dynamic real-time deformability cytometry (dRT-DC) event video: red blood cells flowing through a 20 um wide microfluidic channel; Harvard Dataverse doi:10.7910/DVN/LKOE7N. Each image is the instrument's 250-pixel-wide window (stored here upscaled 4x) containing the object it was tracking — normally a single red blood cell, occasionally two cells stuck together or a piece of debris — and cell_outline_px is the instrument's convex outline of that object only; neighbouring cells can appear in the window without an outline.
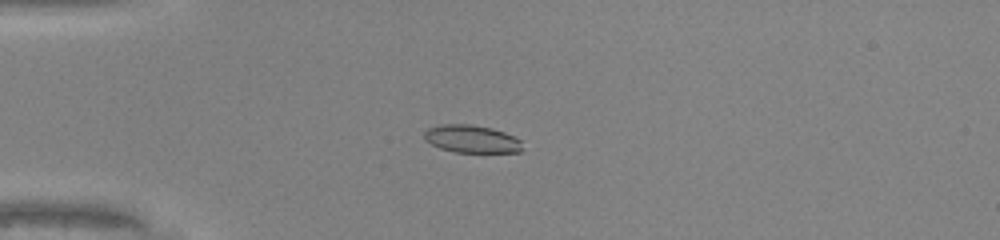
{"species": "common noctule bat (a hibernating species)", "species_latin": "Nyctalus noctula", "temperature_condition": "warm", "stored_images_in_passage": 36, "camera_frame_rate_fps": 3000, "um_per_image_px": 0.085, "animal": {"sex": "male", "body_mass_g": 20.0, "forearm_length_mm": 53.3}, "frame": {"image": 1, "passage_image": 1, "time_ms": 0.0, "image_size_px": [1000, 240], "cell_outline_px": [[520, 152], [456, 152], [440, 148], [424, 140], [424, 132], [428, 128], [440, 124], [472, 124], [492, 128], [504, 132], [520, 140]], "centroid_in_image_um": [40.04, 11.8], "position_along_channel_um": 45.0, "area_um2": 15.72}}
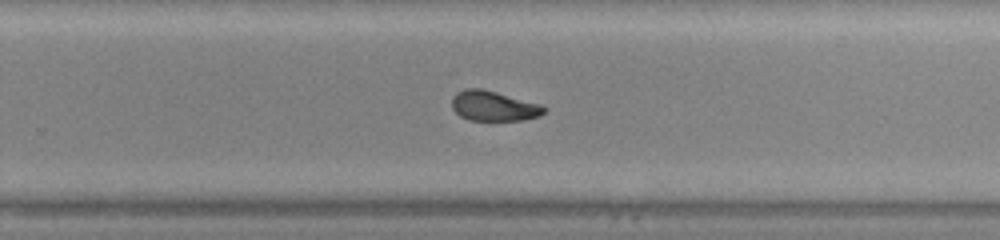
{"frame": {"image": 2, "passage_image": 20, "time_ms": 6.333, "image_size_px": [1000, 240], "cell_outline_px": [[548, 108], [540, 116], [524, 120], [468, 120], [460, 116], [452, 108], [452, 96], [456, 92], [464, 88], [480, 88], [496, 92], [540, 104]], "centroid_in_image_um": [41.94, 9.01], "position_along_channel_um": 287.9, "area_um2": 16.18}}
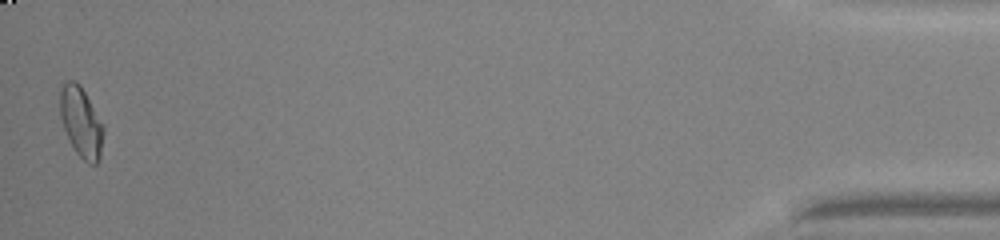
{"frame": {"image": 3, "passage_image": 36, "time_ms": 11.667, "image_size_px": [1000, 240], "cell_outline_px": [[104, 132], [100, 160], [96, 164], [88, 164], [76, 152], [64, 128], [60, 116], [60, 84], [68, 80], [76, 80], [80, 84], [104, 124]], "centroid_in_image_um": [6.91, 10.35], "position_along_channel_um": 428.3, "area_um2": 17.98}, "authors_computed_cell_mechanics": {"area_um2": 16.8776, "velocity_mm_per_s": 4.2749, "shape_relaxation_time_tau1_ms": 3.0917, "shape_relaxation_time_tau2_ms": 1.7461, "deformation_change_tau1": 0.1397, "deformation_change_tau2": 0.0711}}